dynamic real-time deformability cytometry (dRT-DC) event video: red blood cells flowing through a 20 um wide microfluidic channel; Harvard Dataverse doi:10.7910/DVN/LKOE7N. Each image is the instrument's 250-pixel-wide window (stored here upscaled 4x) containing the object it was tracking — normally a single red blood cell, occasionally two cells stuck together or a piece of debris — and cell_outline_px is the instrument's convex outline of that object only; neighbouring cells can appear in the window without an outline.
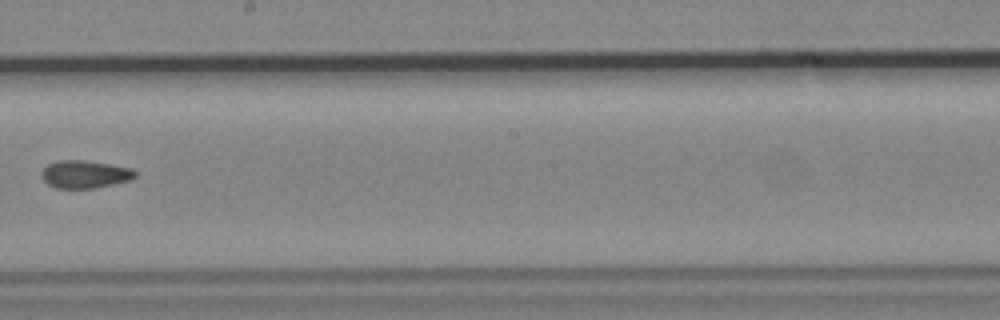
{"species": "common noctule bat (a hibernating species)", "species_latin": "Nyctalus noctula", "temperature_condition": "cold", "stored_images_in_passage": 8, "camera_frame_rate_fps": 3000, "um_per_image_px": 0.085, "animal": {"sex": "male", "body_mass_g": 19.2, "forearm_length_mm": 51.8}, "frame": {"image": 1, "passage_image": 8, "time_ms": 2.333, "image_size_px": [1000, 320], "cell_outline_px": [[136, 176], [132, 180], [96, 188], [56, 188], [48, 184], [40, 176], [40, 172], [48, 164], [56, 160], [84, 160], [132, 168], [136, 172]], "centroid_in_image_um": [7.21, 14.81], "position_along_channel_um": 241.0, "area_um2": 15.26}}